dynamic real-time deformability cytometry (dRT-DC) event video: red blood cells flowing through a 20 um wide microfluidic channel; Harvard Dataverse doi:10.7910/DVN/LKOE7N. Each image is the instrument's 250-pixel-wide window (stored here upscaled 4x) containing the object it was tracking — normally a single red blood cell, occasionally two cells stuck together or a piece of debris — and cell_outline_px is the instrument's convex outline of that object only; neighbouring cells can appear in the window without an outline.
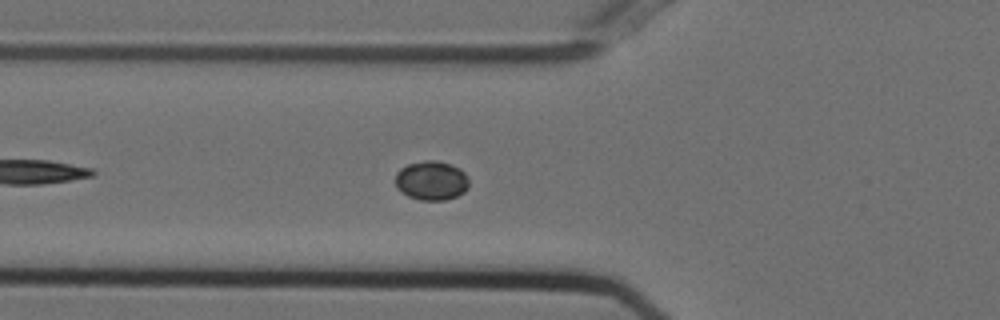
{"species": "Egyptian fruit bat (a non-hibernating species)", "species_latin": "Rousettus aegyptiacus", "temperature_condition": "cold", "stored_images_in_passage": 41, "camera_frame_rate_fps": 3000, "um_per_image_px": 0.085, "animal": {"sex": "female"}, "frame": {"image": 1, "passage_image": 6, "time_ms": 1.667, "image_size_px": [1000, 320], "cell_outline_px": [[468, 188], [464, 192], [456, 196], [444, 200], [420, 200], [408, 196], [400, 192], [396, 188], [396, 172], [400, 168], [408, 164], [424, 160], [436, 160], [452, 164], [460, 168], [464, 172], [468, 180]], "centroid_in_image_um": [36.66, 15.34], "position_along_channel_um": 89.1, "area_um2": 16.99}}
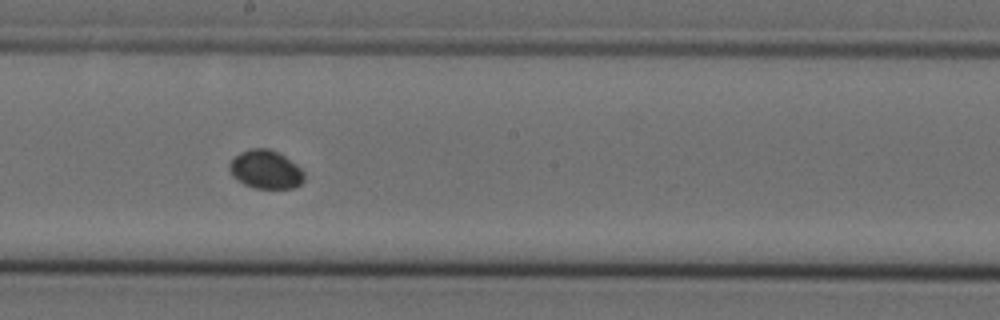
{"frame": {"image": 2, "passage_image": 17, "time_ms": 5.333, "image_size_px": [1000, 320], "cell_outline_px": [[304, 180], [296, 188], [256, 188], [244, 184], [236, 180], [232, 176], [228, 168], [228, 164], [240, 152], [248, 148], [268, 148], [284, 156], [296, 164], [304, 172]], "centroid_in_image_um": [22.56, 14.41], "position_along_channel_um": 225.6, "area_um2": 16.82}}
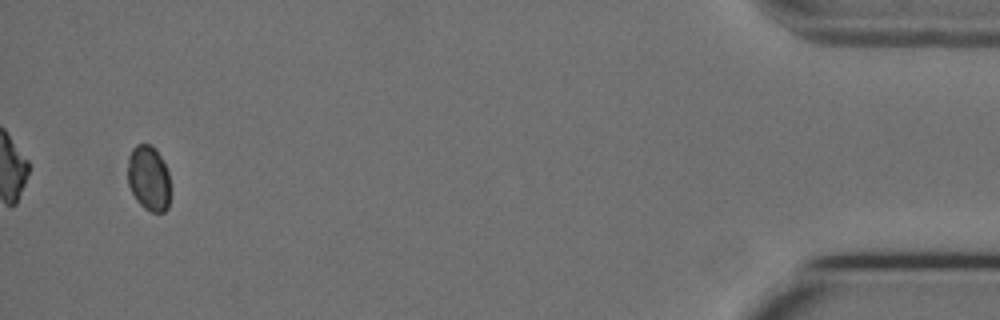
{"frame": {"image": 3, "passage_image": 39, "time_ms": 12.667, "image_size_px": [1000, 320], "cell_outline_px": [[168, 208], [164, 212], [152, 212], [144, 208], [136, 200], [128, 184], [128, 156], [132, 148], [136, 144], [152, 144], [156, 148], [168, 172]], "centroid_in_image_um": [12.61, 15.12], "position_along_channel_um": 422.6, "area_um2": 16.13}}